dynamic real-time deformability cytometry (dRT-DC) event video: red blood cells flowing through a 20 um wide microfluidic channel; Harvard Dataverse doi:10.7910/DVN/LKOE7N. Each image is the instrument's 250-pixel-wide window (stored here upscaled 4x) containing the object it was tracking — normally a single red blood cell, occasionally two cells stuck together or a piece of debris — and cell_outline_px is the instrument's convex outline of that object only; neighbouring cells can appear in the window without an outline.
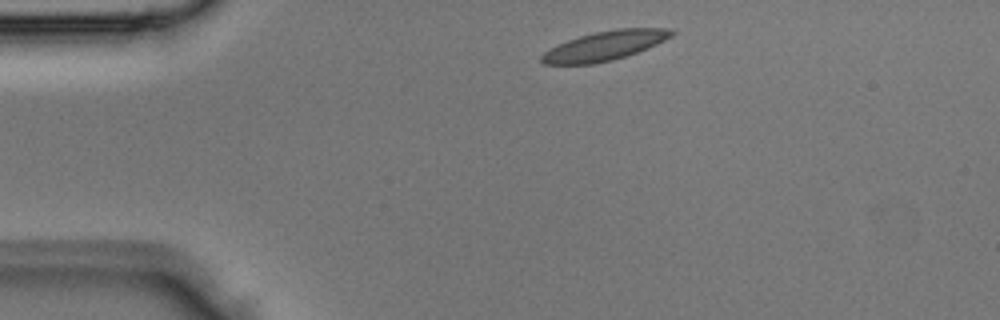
{"species": "Egyptian fruit bat (a non-hibernating species)", "species_latin": "Rousettus aegyptiacus", "temperature_condition": "room temperature", "stored_images_in_passage": 2, "camera_frame_rate_fps": 3000, "um_per_image_px": 0.085, "animal": {"sex": "male"}, "frame": {"image": 1, "passage_image": 1, "time_ms": 0.0, "image_size_px": [1000, 320], "cell_outline_px": [[676, 32], [672, 36], [648, 48], [612, 60], [592, 64], [544, 64], [540, 60], [540, 56], [544, 52], [568, 40], [580, 36], [596, 32], [616, 28], [664, 28]], "centroid_in_image_um": [51.4, 3.89], "position_along_channel_um": 33.6, "area_um2": 21.85}}